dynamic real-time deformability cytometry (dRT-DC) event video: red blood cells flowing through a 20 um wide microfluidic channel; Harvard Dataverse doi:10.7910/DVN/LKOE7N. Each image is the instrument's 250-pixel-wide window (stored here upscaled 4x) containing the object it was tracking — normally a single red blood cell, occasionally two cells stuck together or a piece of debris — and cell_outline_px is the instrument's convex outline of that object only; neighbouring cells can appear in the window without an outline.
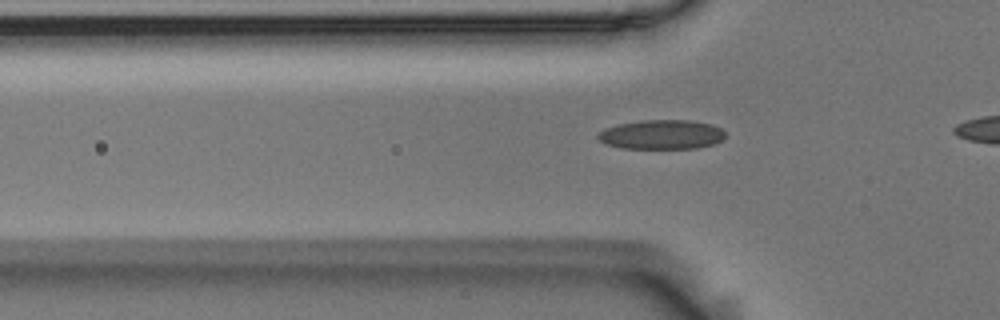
{"species": "Egyptian fruit bat (a non-hibernating species)", "species_latin": "Rousettus aegyptiacus", "temperature_condition": "room temperature", "stored_images_in_passage": 32, "camera_frame_rate_fps": 3000, "um_per_image_px": 0.085, "animal": {"sex": "male"}, "frame": {"image": 1, "passage_image": 5, "time_ms": 1.333, "image_size_px": [1000, 320], "cell_outline_px": [[724, 136], [716, 144], [696, 148], [620, 148], [604, 144], [596, 136], [604, 128], [620, 124], [640, 120], [692, 120], [712, 124], [720, 128], [724, 132]], "centroid_in_image_um": [56.23, 11.43], "position_along_channel_um": 69.6, "area_um2": 21.85}}
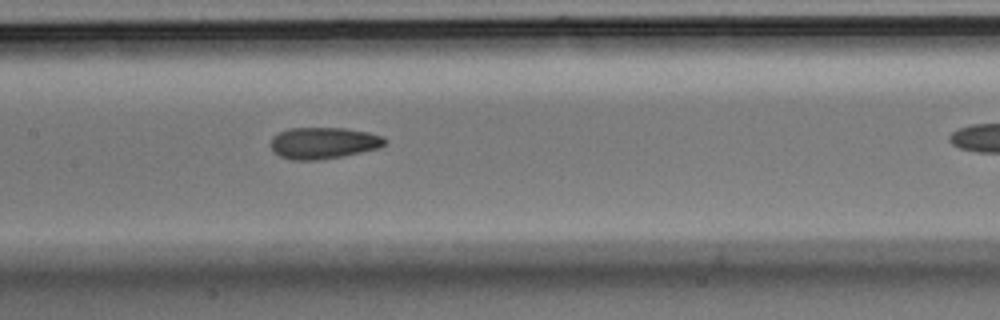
{"frame": {"image": 2, "passage_image": 14, "time_ms": 4.333, "image_size_px": [1000, 320], "cell_outline_px": [[388, 140], [380, 148], [344, 156], [316, 160], [292, 160], [280, 156], [272, 152], [268, 144], [272, 136], [288, 128], [344, 128], [368, 132], [384, 136]], "centroid_in_image_um": [27.47, 12.16], "position_along_channel_um": 179.9, "area_um2": 21.33}}
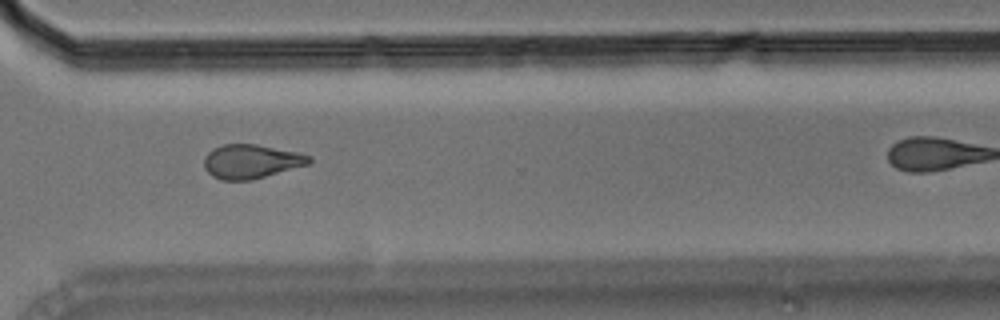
{"frame": {"image": 3, "passage_image": 28, "time_ms": 9.0, "image_size_px": [1000, 320], "cell_outline_px": [[312, 160], [308, 164], [252, 180], [220, 180], [212, 176], [204, 168], [204, 156], [212, 148], [224, 144], [256, 144], [296, 152], [312, 156]], "centroid_in_image_um": [21.31, 13.72], "position_along_channel_um": 349.3, "area_um2": 20.81}}